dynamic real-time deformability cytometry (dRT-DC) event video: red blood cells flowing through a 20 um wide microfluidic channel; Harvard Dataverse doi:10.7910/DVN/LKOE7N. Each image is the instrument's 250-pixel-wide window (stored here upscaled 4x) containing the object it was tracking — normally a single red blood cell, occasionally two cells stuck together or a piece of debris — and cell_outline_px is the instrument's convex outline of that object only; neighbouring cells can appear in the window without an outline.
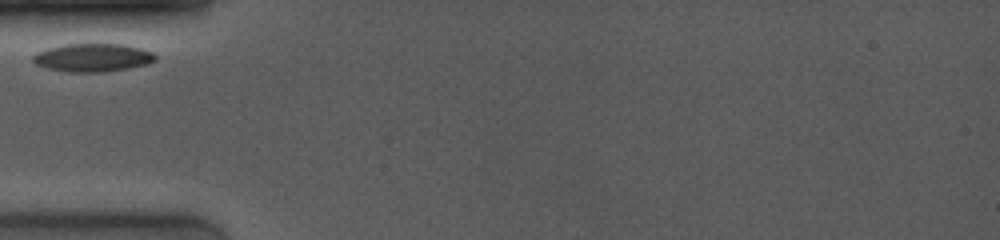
{"species": "common noctule bat (a hibernating species)", "species_latin": "Nyctalus noctula", "temperature_condition": "room temperature", "stored_images_in_passage": 18, "camera_frame_rate_fps": 4000, "um_per_image_px": 0.085, "animal": {"sex": "female", "body_mass_g": 19.0, "forearm_length_mm": 53.3}, "frame": {"image": 1, "passage_image": 1, "time_ms": 0.0, "image_size_px": [1000, 240], "cell_outline_px": [[156, 60], [148, 64], [128, 68], [100, 72], [68, 72], [44, 68], [36, 64], [32, 60], [32, 56], [36, 52], [48, 48], [64, 44], [124, 44], [140, 48], [152, 52], [156, 56]], "centroid_in_image_um": [7.86, 4.9], "position_along_channel_um": 77.1, "area_um2": 20.17}}
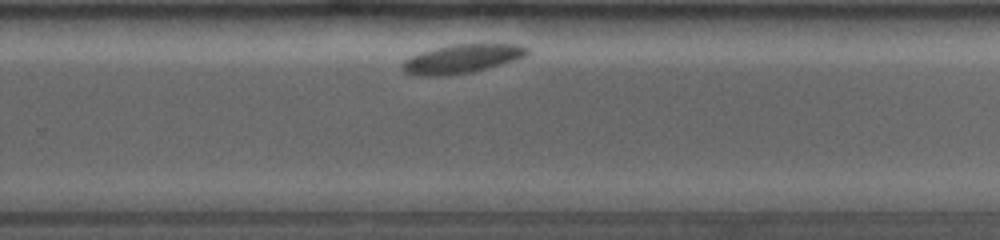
{"frame": {"image": 2, "passage_image": 12, "time_ms": 6.25, "image_size_px": [1000, 240], "cell_outline_px": [[532, 48], [524, 56], [516, 60], [472, 72], [448, 76], [412, 76], [404, 72], [400, 68], [400, 64], [404, 60], [420, 52], [452, 44], [520, 44]], "centroid_in_image_um": [39.23, 5.01], "position_along_channel_um": 290.6, "area_um2": 21.27}}
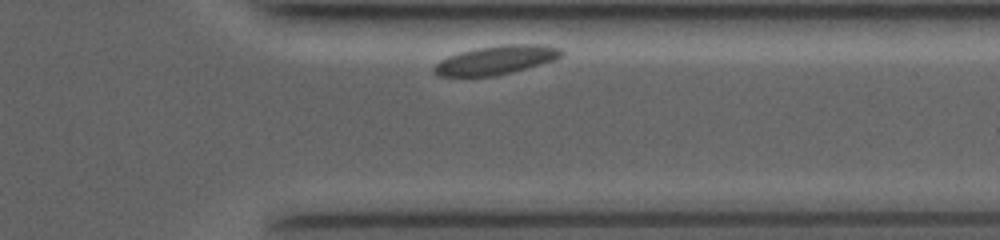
{"frame": {"image": 3, "passage_image": 17, "time_ms": 8.5, "image_size_px": [1000, 240], "cell_outline_px": [[564, 56], [556, 60], [512, 72], [496, 76], [440, 76], [432, 68], [440, 60], [448, 56], [460, 52], [476, 48], [500, 44], [536, 44], [560, 48], [564, 52]], "centroid_in_image_um": [42.21, 5.09], "position_along_channel_um": 369.2, "area_um2": 21.44}}